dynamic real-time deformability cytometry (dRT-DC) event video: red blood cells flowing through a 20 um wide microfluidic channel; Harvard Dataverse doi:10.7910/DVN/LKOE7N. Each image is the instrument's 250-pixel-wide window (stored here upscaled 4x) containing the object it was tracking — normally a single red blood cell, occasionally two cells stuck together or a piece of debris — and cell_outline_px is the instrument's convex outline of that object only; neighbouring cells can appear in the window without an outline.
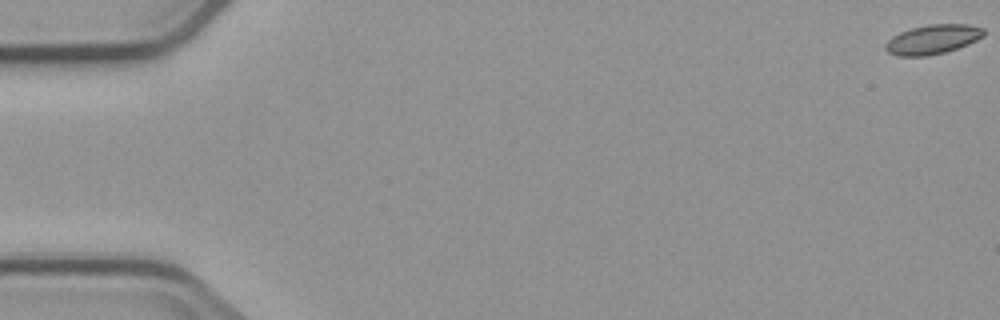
{"species": "common noctule bat (a hibernating species)", "species_latin": "Nyctalus noctula", "temperature_condition": "cold", "stored_images_in_passage": 6, "camera_frame_rate_fps": 3000, "um_per_image_px": 0.085, "animal": {"sex": "male", "body_mass_g": 23.1, "forearm_length_mm": 52.7}, "frame": {"image": 1, "passage_image": 1, "time_ms": 0.0, "image_size_px": [1000, 320], "cell_outline_px": [[984, 36], [968, 44], [944, 52], [924, 56], [900, 56], [888, 52], [884, 48], [884, 44], [892, 36], [900, 32], [912, 28], [928, 24], [968, 24], [984, 28]], "centroid_in_image_um": [79.27, 3.34], "position_along_channel_um": 5.7, "area_um2": 16.76}}
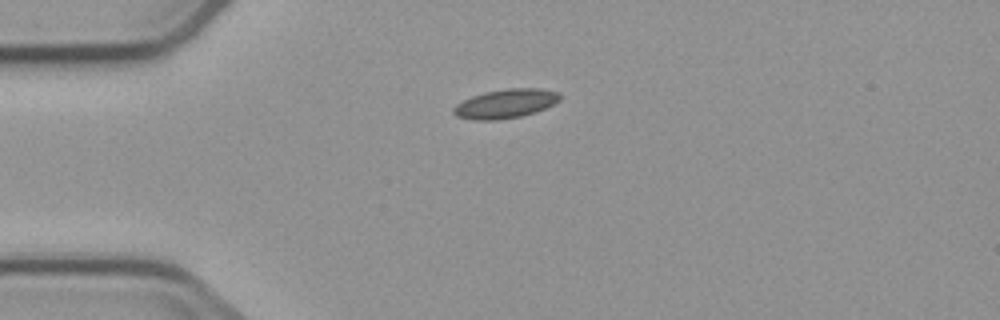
{"frame": {"image": 2, "passage_image": 5, "time_ms": 4.667, "image_size_px": [1000, 320], "cell_outline_px": [[560, 100], [544, 108], [520, 116], [496, 120], [472, 120], [456, 116], [452, 112], [452, 108], [456, 104], [472, 96], [484, 92], [508, 88], [540, 88], [560, 92]], "centroid_in_image_um": [42.94, 8.8], "position_along_channel_um": 42.1, "area_um2": 17.92}}